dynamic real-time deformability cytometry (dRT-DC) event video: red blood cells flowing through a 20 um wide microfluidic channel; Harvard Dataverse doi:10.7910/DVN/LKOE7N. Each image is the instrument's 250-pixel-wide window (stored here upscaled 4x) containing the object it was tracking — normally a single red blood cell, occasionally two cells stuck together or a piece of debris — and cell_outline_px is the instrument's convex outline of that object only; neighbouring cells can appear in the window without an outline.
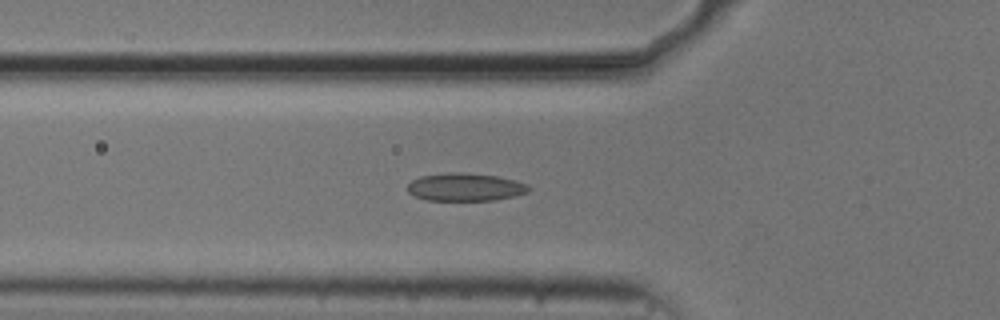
{"species": "common noctule bat (a hibernating species)", "species_latin": "Nyctalus noctula", "temperature_condition": "cold", "stored_images_in_passage": 39, "camera_frame_rate_fps": 3000, "um_per_image_px": 0.085, "animal": {"sex": "male", "body_mass_g": 20.5, "forearm_length_mm": 52.5}, "frame": {"image": 1, "passage_image": 5, "time_ms": 1.333, "image_size_px": [1000, 320], "cell_outline_px": [[532, 188], [528, 192], [496, 200], [428, 200], [412, 196], [408, 192], [408, 184], [412, 180], [420, 176], [456, 172], [460, 172], [496, 176], [528, 184]], "centroid_in_image_um": [39.53, 15.91], "position_along_channel_um": 86.3, "area_um2": 19.54}}
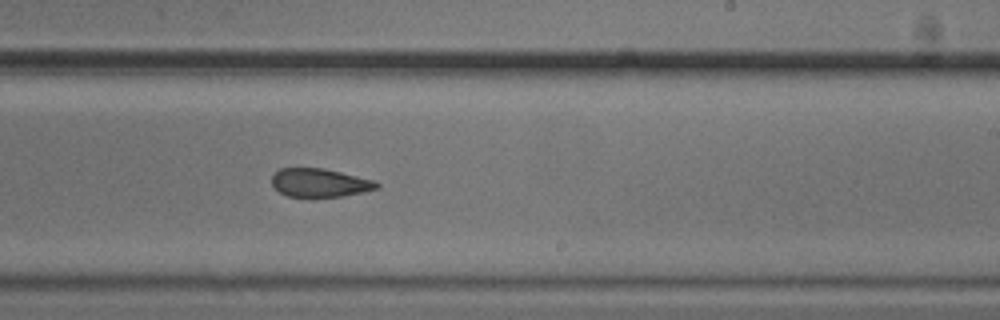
{"frame": {"image": 2, "passage_image": 19, "time_ms": 6.0, "image_size_px": [1000, 320], "cell_outline_px": [[380, 188], [364, 192], [344, 196], [288, 196], [280, 192], [272, 184], [272, 176], [280, 168], [324, 168], [376, 180], [380, 184]], "centroid_in_image_um": [27.24, 15.52], "position_along_channel_um": 261.8, "area_um2": 17.4}}
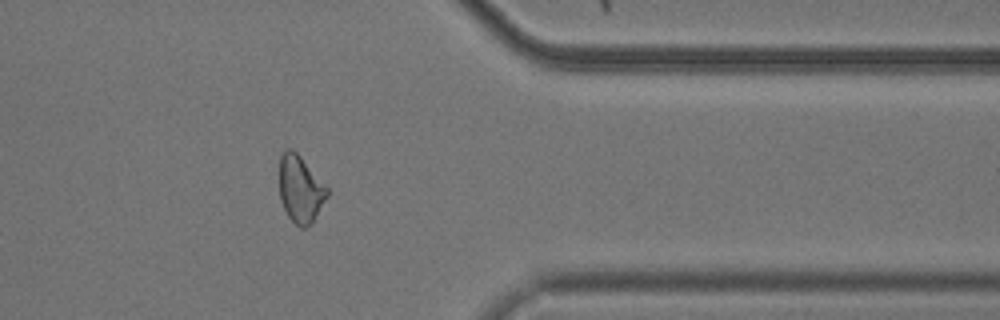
{"frame": {"image": 3, "passage_image": 30, "time_ms": 9.667, "image_size_px": [1000, 320], "cell_outline_px": [[328, 196], [312, 224], [304, 228], [300, 228], [288, 216], [280, 200], [280, 156], [288, 148], [292, 148], [300, 156], [328, 188]], "centroid_in_image_um": [25.54, 16.1], "position_along_channel_um": 385.9, "area_um2": 18.55}, "authors_computed_cell_mechanics": {"area_um2": 18.8428, "velocity_mm_per_s": 3.7516, "shape_relaxation_time_tau1_ms": 5.9502, "shape_relaxation_time_tau2_ms": 3.6262, "deformation_change_tau1": 0.1136, "deformation_change_tau2": 0.1055}}